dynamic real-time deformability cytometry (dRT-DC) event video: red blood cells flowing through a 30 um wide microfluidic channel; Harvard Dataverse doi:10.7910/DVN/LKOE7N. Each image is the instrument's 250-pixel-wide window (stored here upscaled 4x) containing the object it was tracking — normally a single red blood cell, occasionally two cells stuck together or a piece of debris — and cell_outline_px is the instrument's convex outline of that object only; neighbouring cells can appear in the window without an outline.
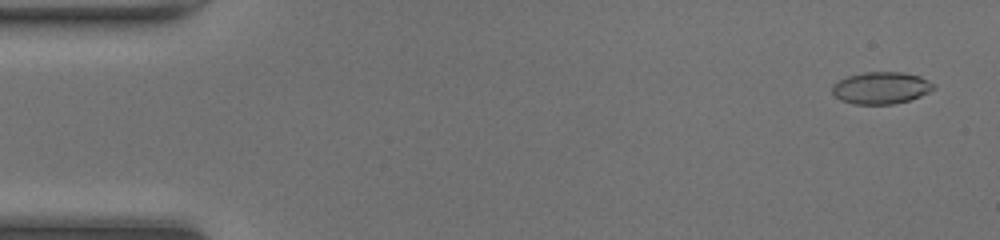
{"species": "common noctule bat (a hibernating species)", "species_latin": "Nyctalus noctula", "temperature_condition": "room temperature", "stored_images_in_passage": 48, "camera_frame_rate_fps": 3000, "um_per_image_px": 0.085, "animal": {"sex": "female", "body_mass_g": 20.0, "forearm_length_mm": 54.0}, "frame": {"image": 1, "passage_image": 2, "time_ms": 0.333, "image_size_px": [1000, 240], "cell_outline_px": [[936, 88], [920, 96], [908, 100], [892, 104], [856, 104], [840, 100], [832, 92], [832, 84], [848, 76], [864, 72], [904, 72], [920, 76], [936, 84]], "centroid_in_image_um": [74.91, 7.46], "position_along_channel_um": 10.1, "area_um2": 18.9}}
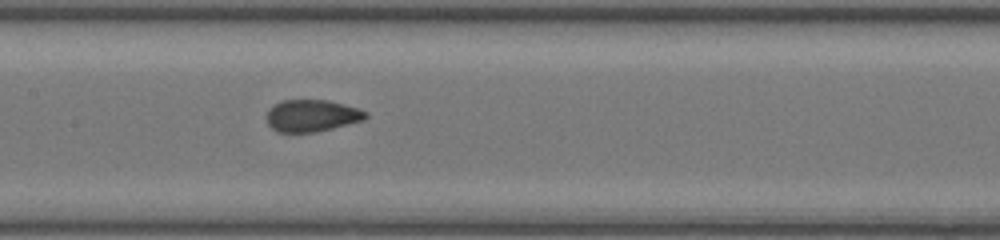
{"frame": {"image": 2, "passage_image": 23, "time_ms": 7.333, "image_size_px": [1000, 240], "cell_outline_px": [[368, 116], [364, 120], [316, 132], [276, 132], [268, 124], [264, 116], [268, 108], [272, 104], [284, 100], [328, 100], [344, 104], [368, 112]], "centroid_in_image_um": [26.45, 9.83], "position_along_channel_um": 181.0, "area_um2": 18.67}}
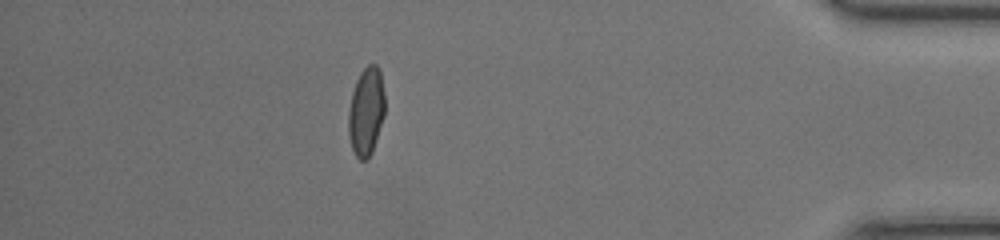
{"frame": {"image": 3, "passage_image": 42, "time_ms": 13.667, "image_size_px": [1000, 240], "cell_outline_px": [[384, 116], [372, 152], [368, 160], [360, 160], [356, 156], [352, 148], [348, 136], [348, 112], [352, 92], [356, 80], [360, 72], [368, 64], [376, 64], [380, 68], [384, 92]], "centroid_in_image_um": [31.12, 9.47], "position_along_channel_um": 404.1, "area_um2": 18.96}, "authors_computed_cell_mechanics": {"area_um2": 18.9295, "velocity_mm_per_s": 4.3096, "shape_relaxation_time_tau1_ms": 7.5808, "shape_relaxation_time_tau2_ms": null, "deformation_change_tau1": 0.2518, "deformation_change_tau2": null}}